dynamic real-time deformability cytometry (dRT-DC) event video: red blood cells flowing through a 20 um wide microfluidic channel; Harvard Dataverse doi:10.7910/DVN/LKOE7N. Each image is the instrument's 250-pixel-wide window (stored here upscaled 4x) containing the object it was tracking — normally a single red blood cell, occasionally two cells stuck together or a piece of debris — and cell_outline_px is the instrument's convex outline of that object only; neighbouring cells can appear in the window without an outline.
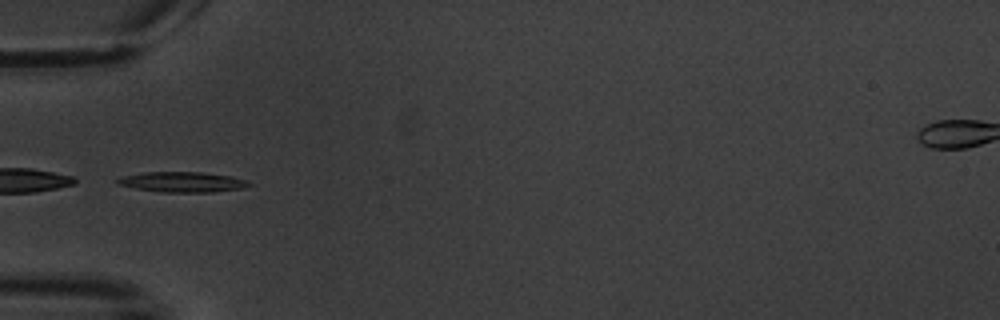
{"species": "common noctule bat (a hibernating species)", "species_latin": "Nyctalus noctula", "temperature_condition": "warm", "stored_images_in_passage": 3, "camera_frame_rate_fps": 3000, "um_per_image_px": 0.085, "animal": {"sex": "male", "body_mass_g": 20.1, "forearm_length_mm": 53.5}, "frame": {"image": 1, "passage_image": 1, "time_ms": 0.0, "image_size_px": [1000, 320], "cell_outline_px": [[252, 184], [244, 188], [212, 192], [160, 192], [136, 188], [116, 184], [116, 180], [120, 176], [144, 172], [200, 172], [232, 176], [244, 180]], "centroid_in_image_um": [15.47, 15.47], "position_along_channel_um": 69.5, "area_um2": 15.55}}
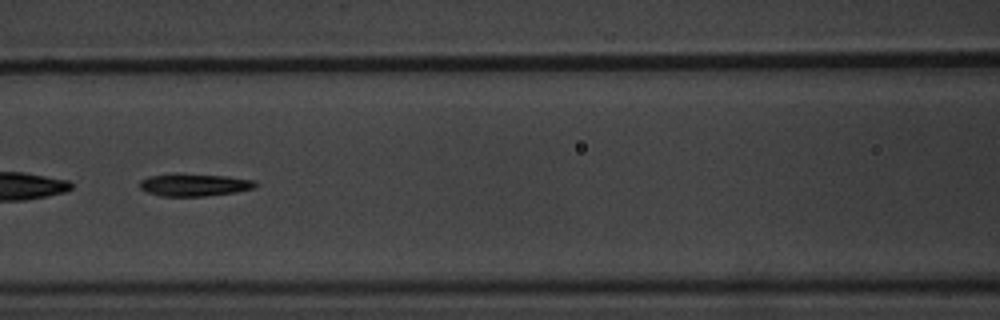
{"frame": {"image": 2, "passage_image": 3, "time_ms": 2.333, "image_size_px": [1000, 320], "cell_outline_px": [[260, 184], [256, 188], [236, 192], [204, 196], [160, 196], [148, 192], [140, 188], [140, 180], [148, 176], [180, 172], [228, 176], [256, 180]], "centroid_in_image_um": [16.56, 15.69], "position_along_channel_um": 150.0, "area_um2": 15.66}}